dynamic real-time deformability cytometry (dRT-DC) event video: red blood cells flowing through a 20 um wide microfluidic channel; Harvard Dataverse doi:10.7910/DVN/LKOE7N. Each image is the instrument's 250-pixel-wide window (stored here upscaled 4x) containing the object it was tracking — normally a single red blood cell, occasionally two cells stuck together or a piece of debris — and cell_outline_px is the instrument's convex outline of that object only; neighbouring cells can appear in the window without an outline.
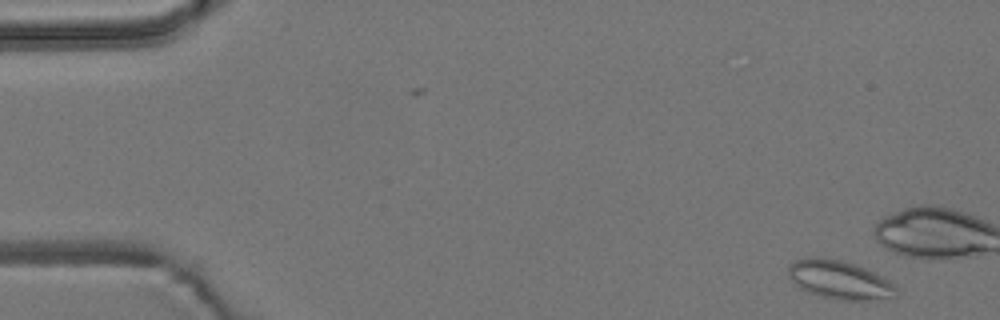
{"species": "common noctule bat (a hibernating species)", "species_latin": "Nyctalus noctula", "temperature_condition": "room temperature", "stored_images_in_passage": 2, "camera_frame_rate_fps": 3000, "um_per_image_px": 0.085, "animal": {"sex": "male", "body_mass_g": 19.2, "forearm_length_mm": 51.8}, "frame": {"image": 1, "passage_image": 2, "time_ms": 0.333, "image_size_px": [1000, 320], "cell_outline_px": [[896, 288], [888, 296], [868, 300], [840, 300], [820, 296], [808, 292], [800, 288], [788, 276], [788, 264], [796, 260], [808, 256], [816, 256], [840, 260], [864, 268], [880, 276], [892, 284]], "centroid_in_image_um": [71.21, 23.75], "position_along_channel_um": 13.8, "area_um2": 23.58}}